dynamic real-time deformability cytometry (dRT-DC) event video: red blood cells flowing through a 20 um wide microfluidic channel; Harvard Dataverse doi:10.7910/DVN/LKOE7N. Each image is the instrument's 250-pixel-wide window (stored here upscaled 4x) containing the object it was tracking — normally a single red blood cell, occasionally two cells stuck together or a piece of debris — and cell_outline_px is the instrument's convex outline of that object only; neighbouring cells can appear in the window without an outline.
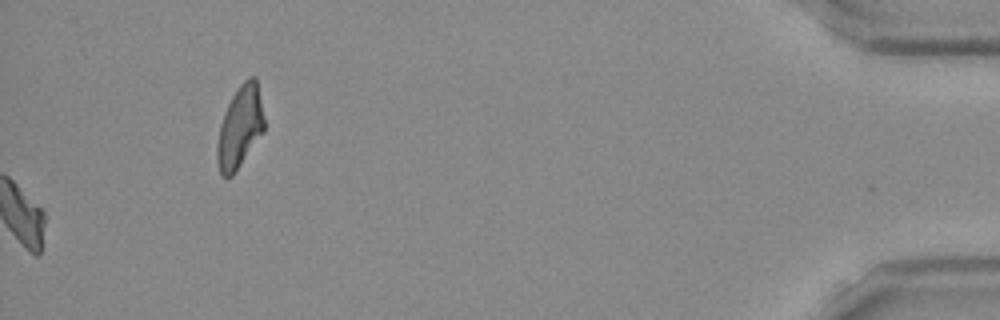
{"species": "Egyptian fruit bat (a non-hibernating species)", "species_latin": "Rousettus aegyptiacus", "temperature_condition": "room temperature", "stored_images_in_passage": 51, "camera_frame_rate_fps": 3000, "um_per_image_px": 0.085, "frame": {"image": 1, "passage_image": 51, "time_ms": 16.667, "image_size_px": [1000, 320], "cell_outline_px": [[264, 132], [232, 176], [220, 176], [216, 160], [216, 148], [220, 124], [224, 112], [236, 88], [248, 76], [256, 76], [264, 120]], "centroid_in_image_um": [20.38, 10.8], "position_along_channel_um": 414.8, "area_um2": 22.54}, "authors_computed_cell_mechanics": {"area_um2": 18.5538, "velocity_mm_per_s": 3.9167, "shape_relaxation_time_tau1_ms": 4.0825, "shape_relaxation_time_tau2_ms": null, "deformation_change_tau1": 0.1424, "deformation_change_tau2": null}}